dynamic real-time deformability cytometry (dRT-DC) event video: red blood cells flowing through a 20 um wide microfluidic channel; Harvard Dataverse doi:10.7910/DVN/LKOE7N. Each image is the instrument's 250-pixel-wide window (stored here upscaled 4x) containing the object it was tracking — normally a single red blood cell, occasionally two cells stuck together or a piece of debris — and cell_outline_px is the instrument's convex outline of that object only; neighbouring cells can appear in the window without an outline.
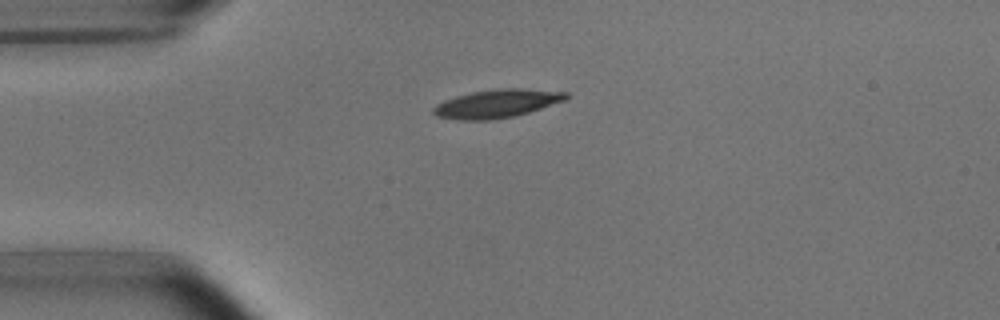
{"species": "common noctule bat (a hibernating species)", "species_latin": "Nyctalus noctula", "temperature_condition": "room temperature", "stored_images_in_passage": 2, "camera_frame_rate_fps": 3000, "um_per_image_px": 0.085, "animal": {"sex": "male", "body_mass_g": 15.6}, "frame": {"image": 1, "passage_image": 1, "time_ms": 0.0, "image_size_px": [1000, 320], "cell_outline_px": [[568, 96], [564, 100], [528, 112], [512, 116], [488, 120], [456, 120], [436, 116], [432, 112], [432, 108], [436, 104], [444, 100], [456, 96], [472, 92], [500, 88], [520, 88], [568, 92]], "centroid_in_image_um": [42.18, 8.8], "position_along_channel_um": 42.8, "area_um2": 21.68}}